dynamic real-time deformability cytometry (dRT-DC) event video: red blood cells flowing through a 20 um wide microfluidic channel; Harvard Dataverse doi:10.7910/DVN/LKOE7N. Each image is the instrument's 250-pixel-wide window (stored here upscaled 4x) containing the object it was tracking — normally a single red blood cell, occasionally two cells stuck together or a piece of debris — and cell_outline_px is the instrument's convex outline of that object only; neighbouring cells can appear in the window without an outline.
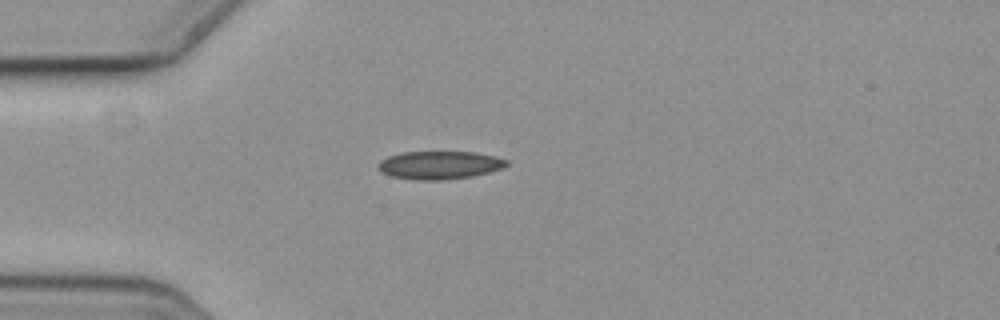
{"species": "common noctule bat (a hibernating species)", "species_latin": "Nyctalus noctula", "temperature_condition": "cold", "stored_images_in_passage": 6, "camera_frame_rate_fps": 3000, "um_per_image_px": 0.085, "animal": {"sex": "female", "body_mass_g": 19.3, "forearm_length_mm": 54.1}, "frame": {"image": 1, "passage_image": 1, "time_ms": 0.0, "image_size_px": [1000, 320], "cell_outline_px": [[508, 164], [500, 168], [488, 172], [472, 176], [444, 180], [416, 180], [392, 176], [380, 172], [376, 168], [376, 164], [380, 160], [388, 156], [404, 152], [476, 152], [496, 156], [508, 160]], "centroid_in_image_um": [37.31, 14.03], "position_along_channel_um": 47.7, "area_um2": 21.1}}
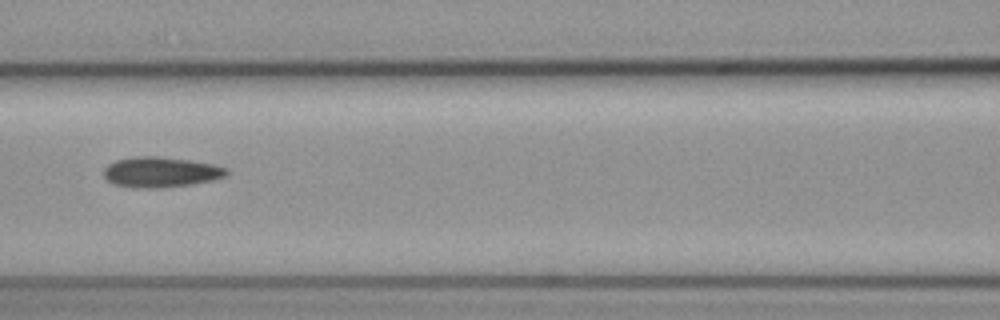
{"frame": {"image": 2, "passage_image": 4, "time_ms": 1.0, "image_size_px": [1000, 320], "cell_outline_px": [[228, 172], [224, 176], [212, 180], [192, 184], [156, 188], [132, 188], [112, 184], [104, 176], [104, 168], [108, 164], [116, 160], [136, 156], [156, 156], [188, 160], [216, 164], [228, 168]], "centroid_in_image_um": [13.64, 14.63], "position_along_channel_um": 153.0, "area_um2": 21.79}}
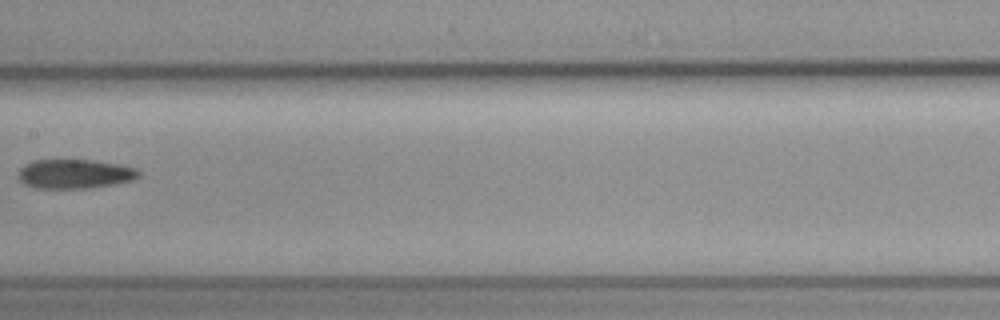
{"frame": {"image": 3, "passage_image": 5, "time_ms": 1.333, "image_size_px": [1000, 320], "cell_outline_px": [[140, 176], [132, 180], [112, 184], [84, 188], [36, 188], [24, 184], [20, 180], [20, 168], [24, 164], [32, 160], [92, 160], [120, 164], [136, 168], [140, 172]], "centroid_in_image_um": [6.36, 14.77], "position_along_channel_um": 201.0, "area_um2": 20.4}}